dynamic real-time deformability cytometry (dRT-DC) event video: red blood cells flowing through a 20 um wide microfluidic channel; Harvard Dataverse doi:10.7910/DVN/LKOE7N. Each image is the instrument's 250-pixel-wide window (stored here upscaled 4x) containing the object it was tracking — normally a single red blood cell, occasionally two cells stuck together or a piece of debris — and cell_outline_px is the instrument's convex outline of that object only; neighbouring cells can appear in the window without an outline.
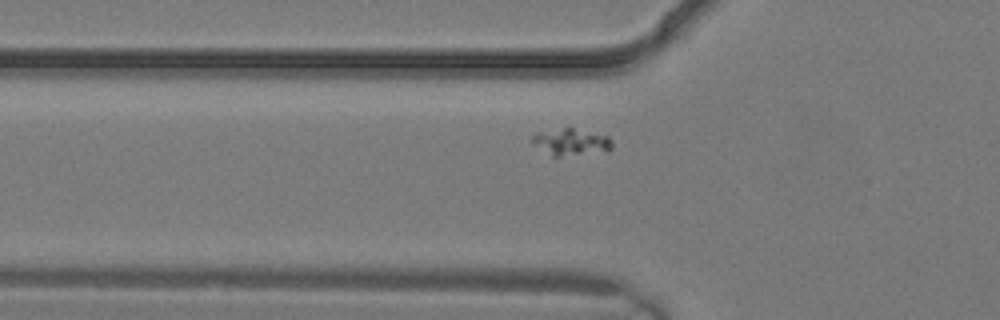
{"species": "common noctule bat (a hibernating species)", "species_latin": "Nyctalus noctula", "temperature_condition": "warm", "stored_images_in_passage": 5, "camera_frame_rate_fps": 3000, "um_per_image_px": 0.085, "animal": {"sex": "male", "body_mass_g": 19.2, "forearm_length_mm": 51.8}, "frame": {"image": 1, "passage_image": 4, "time_ms": 1.0, "image_size_px": [1000, 320], "cell_outline_px": [[612, 148], [608, 152], [560, 156], [552, 156], [532, 144], [532, 136], [536, 132], [564, 128], [572, 128], [608, 136], [612, 140]], "centroid_in_image_um": [48.55, 12.08], "position_along_channel_um": 77.2, "area_um2": 12.54}}